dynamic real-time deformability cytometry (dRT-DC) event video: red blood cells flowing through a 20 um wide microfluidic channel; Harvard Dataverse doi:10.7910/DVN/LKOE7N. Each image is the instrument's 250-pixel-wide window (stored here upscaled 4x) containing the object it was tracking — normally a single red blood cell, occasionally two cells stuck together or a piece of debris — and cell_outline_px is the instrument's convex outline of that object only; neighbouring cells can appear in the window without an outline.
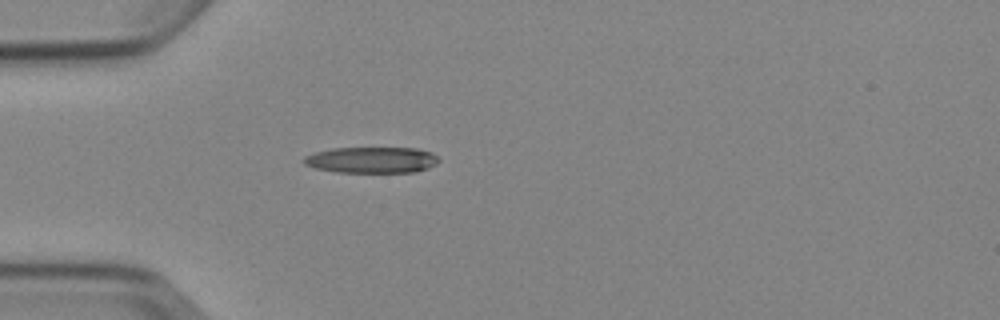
{"species": "Egyptian fruit bat (a non-hibernating species)", "species_latin": "Rousettus aegyptiacus", "temperature_condition": "cold", "stored_images_in_passage": 2, "camera_frame_rate_fps": 3000, "um_per_image_px": 0.085, "animal": {"sex": "female"}, "frame": {"image": 1, "passage_image": 2, "time_ms": 2.333, "image_size_px": [1000, 320], "cell_outline_px": [[440, 160], [436, 164], [428, 168], [416, 172], [336, 172], [316, 168], [304, 164], [304, 156], [312, 152], [332, 148], [416, 148], [432, 152]], "centroid_in_image_um": [31.59, 13.59], "position_along_channel_um": 53.4, "area_um2": 20.63}}